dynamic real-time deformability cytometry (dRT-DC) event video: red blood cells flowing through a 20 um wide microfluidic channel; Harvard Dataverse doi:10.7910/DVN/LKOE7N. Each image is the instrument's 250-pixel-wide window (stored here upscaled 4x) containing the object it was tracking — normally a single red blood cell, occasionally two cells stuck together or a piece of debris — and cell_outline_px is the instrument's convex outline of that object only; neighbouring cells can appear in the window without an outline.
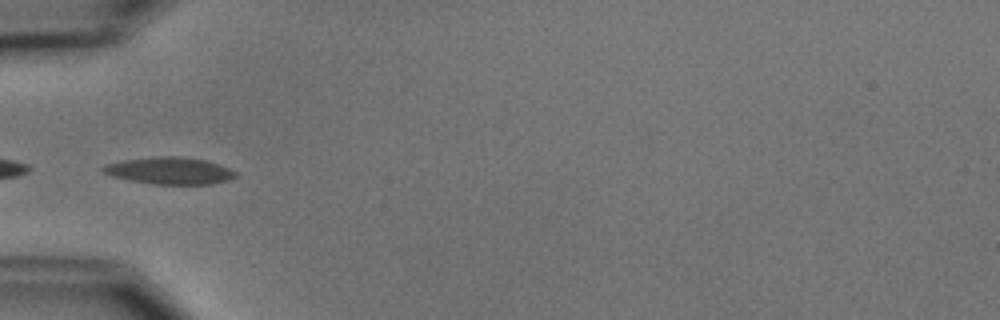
{"species": "common noctule bat (a hibernating species)", "species_latin": "Nyctalus noctula", "temperature_condition": "cold", "stored_images_in_passage": 6, "camera_frame_rate_fps": 3000, "um_per_image_px": 0.085, "animal": {"sex": "male", "body_mass_g": 15.6}, "frame": {"image": 1, "passage_image": 5, "time_ms": 4.667, "image_size_px": [1000, 320], "cell_outline_px": [[236, 176], [228, 180], [212, 184], [152, 184], [112, 176], [104, 172], [100, 168], [108, 164], [124, 160], [156, 156], [180, 156], [204, 160], [228, 168], [236, 172]], "centroid_in_image_um": [14.42, 14.51], "position_along_channel_um": 70.6, "area_um2": 20.52}}